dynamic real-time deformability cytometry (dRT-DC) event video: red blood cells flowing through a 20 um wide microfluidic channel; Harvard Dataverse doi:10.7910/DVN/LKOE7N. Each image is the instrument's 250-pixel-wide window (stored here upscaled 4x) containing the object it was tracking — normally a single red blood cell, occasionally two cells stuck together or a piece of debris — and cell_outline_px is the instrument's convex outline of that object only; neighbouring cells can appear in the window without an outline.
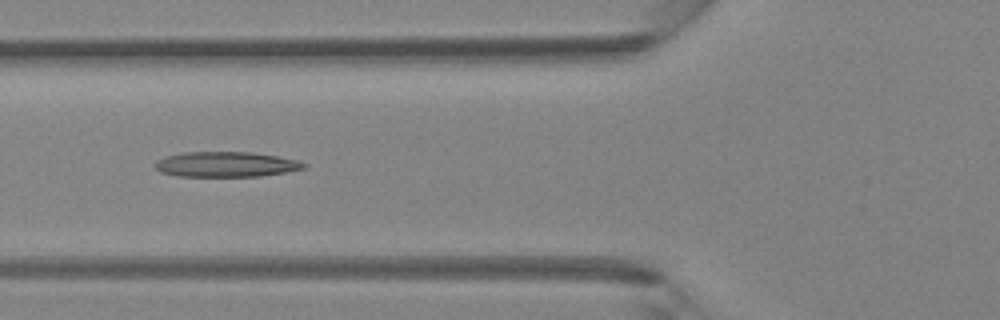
{"species": "Egyptian fruit bat (a non-hibernating species)", "species_latin": "Rousettus aegyptiacus", "temperature_condition": "room temperature", "stored_images_in_passage": 4, "camera_frame_rate_fps": 3000, "um_per_image_px": 0.085, "animal": {"sex": "female"}, "frame": {"image": 1, "passage_image": 4, "time_ms": 3.333, "image_size_px": [1000, 320], "cell_outline_px": [[308, 164], [304, 168], [288, 172], [260, 176], [176, 176], [160, 172], [152, 164], [156, 160], [164, 156], [184, 152], [252, 152], [276, 156], [296, 160]], "centroid_in_image_um": [19.16, 13.97], "position_along_channel_um": 106.6, "area_um2": 21.96}}